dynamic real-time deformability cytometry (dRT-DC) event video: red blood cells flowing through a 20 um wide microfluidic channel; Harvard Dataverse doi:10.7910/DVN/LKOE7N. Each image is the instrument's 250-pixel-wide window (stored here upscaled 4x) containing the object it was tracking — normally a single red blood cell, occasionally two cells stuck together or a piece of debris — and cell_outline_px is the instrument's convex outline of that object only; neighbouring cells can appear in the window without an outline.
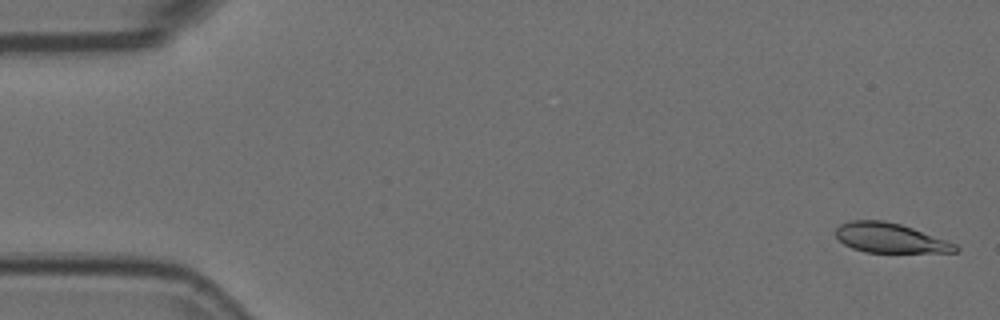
{"species": "Egyptian fruit bat (a non-hibernating species)", "species_latin": "Rousettus aegyptiacus", "temperature_condition": "room temperature", "stored_images_in_passage": 5, "camera_frame_rate_fps": 3000, "um_per_image_px": 0.085, "animal": {"sex": "female"}, "frame": {"image": 1, "passage_image": 1, "time_ms": 0.0, "image_size_px": [1000, 320], "cell_outline_px": [[960, 248], [956, 252], [864, 252], [852, 248], [844, 244], [836, 236], [836, 228], [840, 224], [852, 220], [884, 220], [900, 224], [912, 228], [956, 244]], "centroid_in_image_um": [75.63, 20.23], "position_along_channel_um": 9.4, "area_um2": 20.46}}
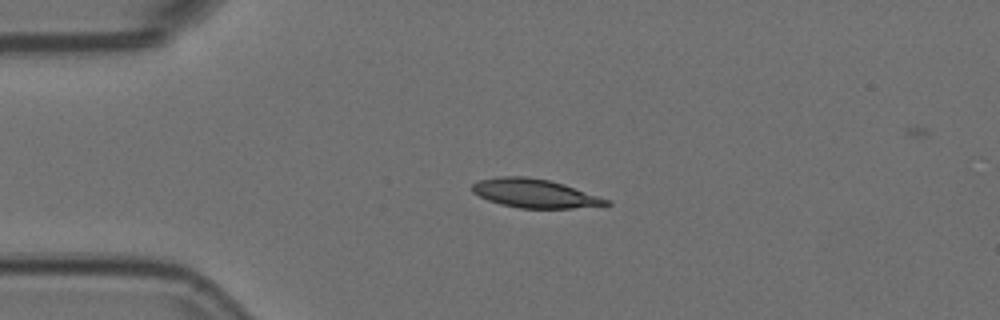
{"frame": {"image": 2, "passage_image": 4, "time_ms": 1.0, "image_size_px": [1000, 320], "cell_outline_px": [[612, 204], [572, 208], [520, 208], [500, 204], [488, 200], [472, 192], [472, 184], [480, 180], [500, 176], [524, 176], [548, 180], [564, 184], [612, 200]], "centroid_in_image_um": [45.47, 16.44], "position_along_channel_um": 39.5, "area_um2": 22.37}}